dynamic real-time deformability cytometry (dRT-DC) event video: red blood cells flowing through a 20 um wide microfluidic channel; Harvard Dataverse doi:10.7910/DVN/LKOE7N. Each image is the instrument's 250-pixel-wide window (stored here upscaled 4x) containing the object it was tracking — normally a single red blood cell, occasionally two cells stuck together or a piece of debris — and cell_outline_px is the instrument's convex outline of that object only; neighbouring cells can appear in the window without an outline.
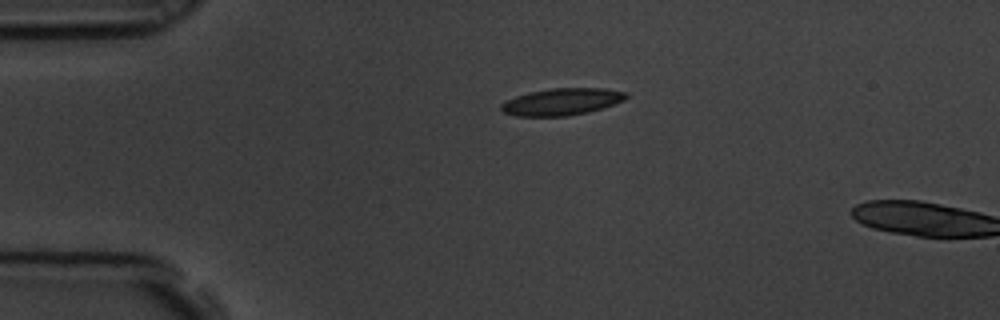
{"species": "common noctule bat (a hibernating species)", "species_latin": "Nyctalus noctula", "temperature_condition": "room temperature", "stored_images_in_passage": 2, "camera_frame_rate_fps": 3000, "um_per_image_px": 0.085, "animal": {"sex": "male", "body_mass_g": 19.5, "forearm_length_mm": 54.6}, "frame": {"image": 1, "passage_image": 1, "time_ms": 0.0, "image_size_px": [1000, 320], "cell_outline_px": [[628, 96], [624, 100], [588, 112], [568, 116], [516, 116], [504, 112], [500, 108], [500, 104], [516, 96], [528, 92], [552, 88], [604, 88], [628, 92]], "centroid_in_image_um": [47.75, 8.64], "position_along_channel_um": 37.3, "area_um2": 19.54}}